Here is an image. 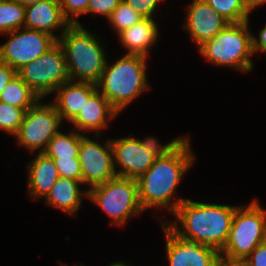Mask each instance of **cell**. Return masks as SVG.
Returning <instances> with one entry per match:
<instances>
[{
    "mask_svg": "<svg viewBox=\"0 0 266 266\" xmlns=\"http://www.w3.org/2000/svg\"><path fill=\"white\" fill-rule=\"evenodd\" d=\"M190 137L187 134L173 151L155 158L151 167L136 179L139 202L144 212L155 208L171 215L187 199L176 197L175 193L186 172L196 163Z\"/></svg>",
    "mask_w": 266,
    "mask_h": 266,
    "instance_id": "1",
    "label": "cell"
},
{
    "mask_svg": "<svg viewBox=\"0 0 266 266\" xmlns=\"http://www.w3.org/2000/svg\"><path fill=\"white\" fill-rule=\"evenodd\" d=\"M238 205L216 204L185 199L172 214L175 219L162 220L179 238L210 246L221 252L226 245Z\"/></svg>",
    "mask_w": 266,
    "mask_h": 266,
    "instance_id": "2",
    "label": "cell"
},
{
    "mask_svg": "<svg viewBox=\"0 0 266 266\" xmlns=\"http://www.w3.org/2000/svg\"><path fill=\"white\" fill-rule=\"evenodd\" d=\"M102 72L97 89L120 114L135 99L151 88L147 79L148 57L126 54L109 63Z\"/></svg>",
    "mask_w": 266,
    "mask_h": 266,
    "instance_id": "3",
    "label": "cell"
},
{
    "mask_svg": "<svg viewBox=\"0 0 266 266\" xmlns=\"http://www.w3.org/2000/svg\"><path fill=\"white\" fill-rule=\"evenodd\" d=\"M99 37L82 24H71L58 38L70 80L98 84L106 66L108 50Z\"/></svg>",
    "mask_w": 266,
    "mask_h": 266,
    "instance_id": "4",
    "label": "cell"
},
{
    "mask_svg": "<svg viewBox=\"0 0 266 266\" xmlns=\"http://www.w3.org/2000/svg\"><path fill=\"white\" fill-rule=\"evenodd\" d=\"M250 21L228 23L214 38L198 50L212 65L253 72L252 31Z\"/></svg>",
    "mask_w": 266,
    "mask_h": 266,
    "instance_id": "5",
    "label": "cell"
},
{
    "mask_svg": "<svg viewBox=\"0 0 266 266\" xmlns=\"http://www.w3.org/2000/svg\"><path fill=\"white\" fill-rule=\"evenodd\" d=\"M264 241L266 210L255 198L235 209L229 238L220 256L230 261H244Z\"/></svg>",
    "mask_w": 266,
    "mask_h": 266,
    "instance_id": "6",
    "label": "cell"
},
{
    "mask_svg": "<svg viewBox=\"0 0 266 266\" xmlns=\"http://www.w3.org/2000/svg\"><path fill=\"white\" fill-rule=\"evenodd\" d=\"M88 200L99 206L111 219V226H125L141 215L136 179L115 177L88 190Z\"/></svg>",
    "mask_w": 266,
    "mask_h": 266,
    "instance_id": "7",
    "label": "cell"
},
{
    "mask_svg": "<svg viewBox=\"0 0 266 266\" xmlns=\"http://www.w3.org/2000/svg\"><path fill=\"white\" fill-rule=\"evenodd\" d=\"M17 74L41 99L50 96L70 80L66 57L58 42L46 53L20 68Z\"/></svg>",
    "mask_w": 266,
    "mask_h": 266,
    "instance_id": "8",
    "label": "cell"
},
{
    "mask_svg": "<svg viewBox=\"0 0 266 266\" xmlns=\"http://www.w3.org/2000/svg\"><path fill=\"white\" fill-rule=\"evenodd\" d=\"M39 99L25 115L18 133L14 136L17 145L33 152L42 153L49 141L61 130L62 120L52 102ZM42 101V102H41Z\"/></svg>",
    "mask_w": 266,
    "mask_h": 266,
    "instance_id": "9",
    "label": "cell"
},
{
    "mask_svg": "<svg viewBox=\"0 0 266 266\" xmlns=\"http://www.w3.org/2000/svg\"><path fill=\"white\" fill-rule=\"evenodd\" d=\"M2 35L8 36V39L0 45V61L16 71L57 43L53 36L45 32L24 27Z\"/></svg>",
    "mask_w": 266,
    "mask_h": 266,
    "instance_id": "10",
    "label": "cell"
},
{
    "mask_svg": "<svg viewBox=\"0 0 266 266\" xmlns=\"http://www.w3.org/2000/svg\"><path fill=\"white\" fill-rule=\"evenodd\" d=\"M93 136L90 138L85 135L81 139L78 154L82 183L87 190L117 177L110 138L102 145L100 142L103 141L101 138L104 135Z\"/></svg>",
    "mask_w": 266,
    "mask_h": 266,
    "instance_id": "11",
    "label": "cell"
},
{
    "mask_svg": "<svg viewBox=\"0 0 266 266\" xmlns=\"http://www.w3.org/2000/svg\"><path fill=\"white\" fill-rule=\"evenodd\" d=\"M114 167L119 177L137 179L154 163L155 156L145 149L134 134L110 138Z\"/></svg>",
    "mask_w": 266,
    "mask_h": 266,
    "instance_id": "12",
    "label": "cell"
},
{
    "mask_svg": "<svg viewBox=\"0 0 266 266\" xmlns=\"http://www.w3.org/2000/svg\"><path fill=\"white\" fill-rule=\"evenodd\" d=\"M165 237L168 266H216L220 252L210 246L179 238L164 223H160Z\"/></svg>",
    "mask_w": 266,
    "mask_h": 266,
    "instance_id": "13",
    "label": "cell"
},
{
    "mask_svg": "<svg viewBox=\"0 0 266 266\" xmlns=\"http://www.w3.org/2000/svg\"><path fill=\"white\" fill-rule=\"evenodd\" d=\"M184 16L183 29L199 49L229 23L205 0H191Z\"/></svg>",
    "mask_w": 266,
    "mask_h": 266,
    "instance_id": "14",
    "label": "cell"
},
{
    "mask_svg": "<svg viewBox=\"0 0 266 266\" xmlns=\"http://www.w3.org/2000/svg\"><path fill=\"white\" fill-rule=\"evenodd\" d=\"M119 113L110 105L106 97L97 89L85 102L77 116L70 122L79 133L92 132L102 135L109 127L110 120L117 118Z\"/></svg>",
    "mask_w": 266,
    "mask_h": 266,
    "instance_id": "15",
    "label": "cell"
},
{
    "mask_svg": "<svg viewBox=\"0 0 266 266\" xmlns=\"http://www.w3.org/2000/svg\"><path fill=\"white\" fill-rule=\"evenodd\" d=\"M70 25L62 13L59 0H45L25 8L24 28L45 32L58 40ZM58 30L59 33L56 32Z\"/></svg>",
    "mask_w": 266,
    "mask_h": 266,
    "instance_id": "16",
    "label": "cell"
},
{
    "mask_svg": "<svg viewBox=\"0 0 266 266\" xmlns=\"http://www.w3.org/2000/svg\"><path fill=\"white\" fill-rule=\"evenodd\" d=\"M97 90V85L69 80L58 87L52 100L62 121L71 122L84 106L87 99Z\"/></svg>",
    "mask_w": 266,
    "mask_h": 266,
    "instance_id": "17",
    "label": "cell"
},
{
    "mask_svg": "<svg viewBox=\"0 0 266 266\" xmlns=\"http://www.w3.org/2000/svg\"><path fill=\"white\" fill-rule=\"evenodd\" d=\"M35 157L27 163V190L32 200H41L50 192L60 177L52 158L42 153H32Z\"/></svg>",
    "mask_w": 266,
    "mask_h": 266,
    "instance_id": "18",
    "label": "cell"
},
{
    "mask_svg": "<svg viewBox=\"0 0 266 266\" xmlns=\"http://www.w3.org/2000/svg\"><path fill=\"white\" fill-rule=\"evenodd\" d=\"M158 26L156 18H143L120 32L117 37L126 54H138L149 58L151 48L159 41Z\"/></svg>",
    "mask_w": 266,
    "mask_h": 266,
    "instance_id": "19",
    "label": "cell"
},
{
    "mask_svg": "<svg viewBox=\"0 0 266 266\" xmlns=\"http://www.w3.org/2000/svg\"><path fill=\"white\" fill-rule=\"evenodd\" d=\"M82 182L71 178L59 177L44 198L47 206L59 209L67 215L75 216L82 207L83 198H88V190Z\"/></svg>",
    "mask_w": 266,
    "mask_h": 266,
    "instance_id": "20",
    "label": "cell"
},
{
    "mask_svg": "<svg viewBox=\"0 0 266 266\" xmlns=\"http://www.w3.org/2000/svg\"><path fill=\"white\" fill-rule=\"evenodd\" d=\"M86 134L72 129L68 133L59 131L47 144L43 153L50 158H78L81 139Z\"/></svg>",
    "mask_w": 266,
    "mask_h": 266,
    "instance_id": "21",
    "label": "cell"
},
{
    "mask_svg": "<svg viewBox=\"0 0 266 266\" xmlns=\"http://www.w3.org/2000/svg\"><path fill=\"white\" fill-rule=\"evenodd\" d=\"M40 98L38 95L16 74L0 93V102L23 108L27 111Z\"/></svg>",
    "mask_w": 266,
    "mask_h": 266,
    "instance_id": "22",
    "label": "cell"
},
{
    "mask_svg": "<svg viewBox=\"0 0 266 266\" xmlns=\"http://www.w3.org/2000/svg\"><path fill=\"white\" fill-rule=\"evenodd\" d=\"M25 8L14 0H0V34L24 27Z\"/></svg>",
    "mask_w": 266,
    "mask_h": 266,
    "instance_id": "23",
    "label": "cell"
},
{
    "mask_svg": "<svg viewBox=\"0 0 266 266\" xmlns=\"http://www.w3.org/2000/svg\"><path fill=\"white\" fill-rule=\"evenodd\" d=\"M215 11L229 23L250 20L244 0H205Z\"/></svg>",
    "mask_w": 266,
    "mask_h": 266,
    "instance_id": "24",
    "label": "cell"
},
{
    "mask_svg": "<svg viewBox=\"0 0 266 266\" xmlns=\"http://www.w3.org/2000/svg\"><path fill=\"white\" fill-rule=\"evenodd\" d=\"M144 17L129 6L125 1H121L120 4L111 13L107 22L111 25L110 27L116 31L118 35L123 30L128 29L133 24L142 20Z\"/></svg>",
    "mask_w": 266,
    "mask_h": 266,
    "instance_id": "25",
    "label": "cell"
},
{
    "mask_svg": "<svg viewBox=\"0 0 266 266\" xmlns=\"http://www.w3.org/2000/svg\"><path fill=\"white\" fill-rule=\"evenodd\" d=\"M26 111L5 102H0V129L14 137L23 122Z\"/></svg>",
    "mask_w": 266,
    "mask_h": 266,
    "instance_id": "26",
    "label": "cell"
},
{
    "mask_svg": "<svg viewBox=\"0 0 266 266\" xmlns=\"http://www.w3.org/2000/svg\"><path fill=\"white\" fill-rule=\"evenodd\" d=\"M187 135H180L179 137L173 138L170 142L165 144H160L159 139L155 136L142 137L141 142L145 149L153 154L156 158L163 157L173 151L185 138Z\"/></svg>",
    "mask_w": 266,
    "mask_h": 266,
    "instance_id": "27",
    "label": "cell"
},
{
    "mask_svg": "<svg viewBox=\"0 0 266 266\" xmlns=\"http://www.w3.org/2000/svg\"><path fill=\"white\" fill-rule=\"evenodd\" d=\"M64 17L70 24L81 25L78 18L87 13L89 0H59Z\"/></svg>",
    "mask_w": 266,
    "mask_h": 266,
    "instance_id": "28",
    "label": "cell"
},
{
    "mask_svg": "<svg viewBox=\"0 0 266 266\" xmlns=\"http://www.w3.org/2000/svg\"><path fill=\"white\" fill-rule=\"evenodd\" d=\"M60 177L71 178L82 182L81 165L78 158L60 159L52 158Z\"/></svg>",
    "mask_w": 266,
    "mask_h": 266,
    "instance_id": "29",
    "label": "cell"
},
{
    "mask_svg": "<svg viewBox=\"0 0 266 266\" xmlns=\"http://www.w3.org/2000/svg\"><path fill=\"white\" fill-rule=\"evenodd\" d=\"M122 0H89L87 15L95 18V15H101L104 19H108L114 9Z\"/></svg>",
    "mask_w": 266,
    "mask_h": 266,
    "instance_id": "30",
    "label": "cell"
},
{
    "mask_svg": "<svg viewBox=\"0 0 266 266\" xmlns=\"http://www.w3.org/2000/svg\"><path fill=\"white\" fill-rule=\"evenodd\" d=\"M144 18L155 17L162 0H123Z\"/></svg>",
    "mask_w": 266,
    "mask_h": 266,
    "instance_id": "31",
    "label": "cell"
},
{
    "mask_svg": "<svg viewBox=\"0 0 266 266\" xmlns=\"http://www.w3.org/2000/svg\"><path fill=\"white\" fill-rule=\"evenodd\" d=\"M243 262L246 266H266V241L260 243Z\"/></svg>",
    "mask_w": 266,
    "mask_h": 266,
    "instance_id": "32",
    "label": "cell"
},
{
    "mask_svg": "<svg viewBox=\"0 0 266 266\" xmlns=\"http://www.w3.org/2000/svg\"><path fill=\"white\" fill-rule=\"evenodd\" d=\"M252 50L253 55L258 53H266V23L260 29L259 35L252 34Z\"/></svg>",
    "mask_w": 266,
    "mask_h": 266,
    "instance_id": "33",
    "label": "cell"
},
{
    "mask_svg": "<svg viewBox=\"0 0 266 266\" xmlns=\"http://www.w3.org/2000/svg\"><path fill=\"white\" fill-rule=\"evenodd\" d=\"M16 74V70L0 61V93Z\"/></svg>",
    "mask_w": 266,
    "mask_h": 266,
    "instance_id": "34",
    "label": "cell"
},
{
    "mask_svg": "<svg viewBox=\"0 0 266 266\" xmlns=\"http://www.w3.org/2000/svg\"><path fill=\"white\" fill-rule=\"evenodd\" d=\"M246 9L248 13H252V11L257 10V8L266 3V0H244Z\"/></svg>",
    "mask_w": 266,
    "mask_h": 266,
    "instance_id": "35",
    "label": "cell"
},
{
    "mask_svg": "<svg viewBox=\"0 0 266 266\" xmlns=\"http://www.w3.org/2000/svg\"><path fill=\"white\" fill-rule=\"evenodd\" d=\"M216 266H246L243 261H230L220 258Z\"/></svg>",
    "mask_w": 266,
    "mask_h": 266,
    "instance_id": "36",
    "label": "cell"
},
{
    "mask_svg": "<svg viewBox=\"0 0 266 266\" xmlns=\"http://www.w3.org/2000/svg\"><path fill=\"white\" fill-rule=\"evenodd\" d=\"M14 1H17L21 5L29 6V5H32V4H35V3H38V2H42V1H45V0H14Z\"/></svg>",
    "mask_w": 266,
    "mask_h": 266,
    "instance_id": "37",
    "label": "cell"
},
{
    "mask_svg": "<svg viewBox=\"0 0 266 266\" xmlns=\"http://www.w3.org/2000/svg\"><path fill=\"white\" fill-rule=\"evenodd\" d=\"M106 266H133L130 262H125L124 260H119L113 263H110Z\"/></svg>",
    "mask_w": 266,
    "mask_h": 266,
    "instance_id": "38",
    "label": "cell"
},
{
    "mask_svg": "<svg viewBox=\"0 0 266 266\" xmlns=\"http://www.w3.org/2000/svg\"><path fill=\"white\" fill-rule=\"evenodd\" d=\"M59 264H60V266H67V265L64 264L62 261H59ZM72 266H73V265H72ZM75 266H86V265H84L83 263H80V264H77V263H76Z\"/></svg>",
    "mask_w": 266,
    "mask_h": 266,
    "instance_id": "39",
    "label": "cell"
}]
</instances>
